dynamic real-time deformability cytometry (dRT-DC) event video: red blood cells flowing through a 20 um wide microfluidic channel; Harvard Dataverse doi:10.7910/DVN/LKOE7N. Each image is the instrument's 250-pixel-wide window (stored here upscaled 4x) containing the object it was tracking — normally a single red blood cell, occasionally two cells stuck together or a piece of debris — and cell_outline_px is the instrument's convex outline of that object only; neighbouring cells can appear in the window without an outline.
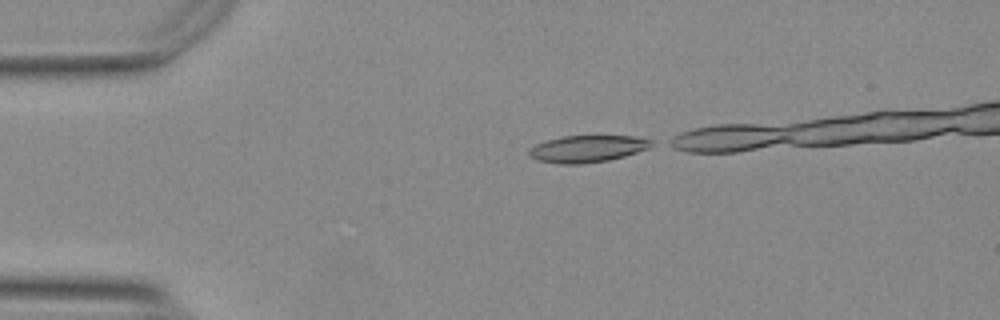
{"species": "Egyptian fruit bat (a non-hibernating species)", "species_latin": "Rousettus aegyptiacus", "temperature_condition": "warm", "stored_images_in_passage": 20, "camera_frame_rate_fps": 3000, "um_per_image_px": 0.085, "animal": {"sex": "female"}, "frame": {"image": 1, "passage_image": 1, "time_ms": 0.0, "image_size_px": [1000, 320], "cell_outline_px": [[656, 144], [648, 148], [624, 156], [608, 160], [580, 164], [560, 164], [536, 160], [528, 152], [528, 148], [536, 144], [548, 140], [564, 136], [632, 136], [652, 140]], "centroid_in_image_um": [49.93, 12.64], "position_along_channel_um": 35.1, "area_um2": 19.07}}
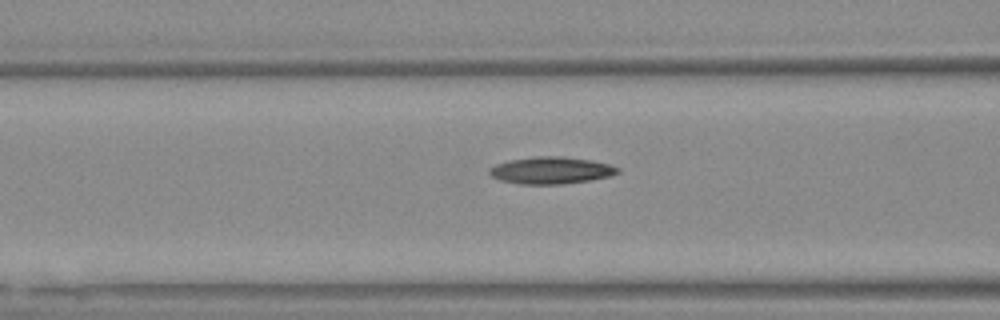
{"frame": {"image": 2, "passage_image": 11, "time_ms": 3.333, "image_size_px": [1000, 320], "cell_outline_px": [[620, 172], [608, 176], [588, 180], [560, 184], [520, 184], [500, 180], [492, 176], [488, 172], [488, 168], [496, 164], [508, 160], [532, 156], [564, 156], [592, 160], [608, 164], [620, 168]], "centroid_in_image_um": [46.8, 14.46], "position_along_channel_um": 119.8, "area_um2": 20.23}}
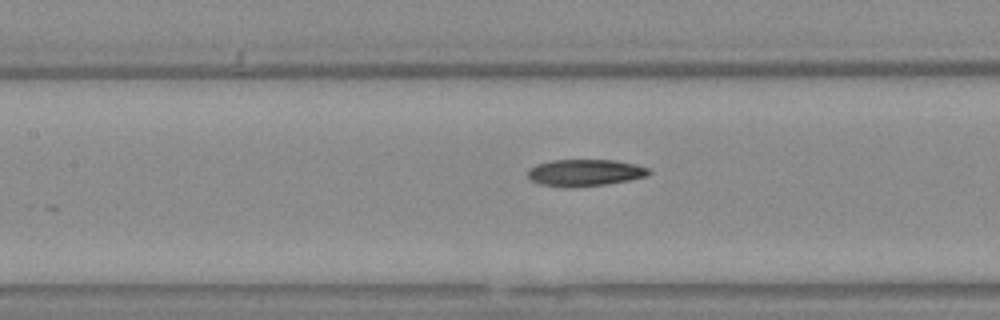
{"frame": {"image": 3, "passage_image": 14, "time_ms": 4.333, "image_size_px": [1000, 320], "cell_outline_px": [[652, 172], [648, 176], [608, 184], [572, 188], [564, 188], [540, 184], [532, 180], [528, 176], [528, 168], [536, 164], [552, 160], [616, 160], [636, 164], [648, 168]], "centroid_in_image_um": [49.72, 14.68], "position_along_channel_um": 157.7, "area_um2": 19.19}}